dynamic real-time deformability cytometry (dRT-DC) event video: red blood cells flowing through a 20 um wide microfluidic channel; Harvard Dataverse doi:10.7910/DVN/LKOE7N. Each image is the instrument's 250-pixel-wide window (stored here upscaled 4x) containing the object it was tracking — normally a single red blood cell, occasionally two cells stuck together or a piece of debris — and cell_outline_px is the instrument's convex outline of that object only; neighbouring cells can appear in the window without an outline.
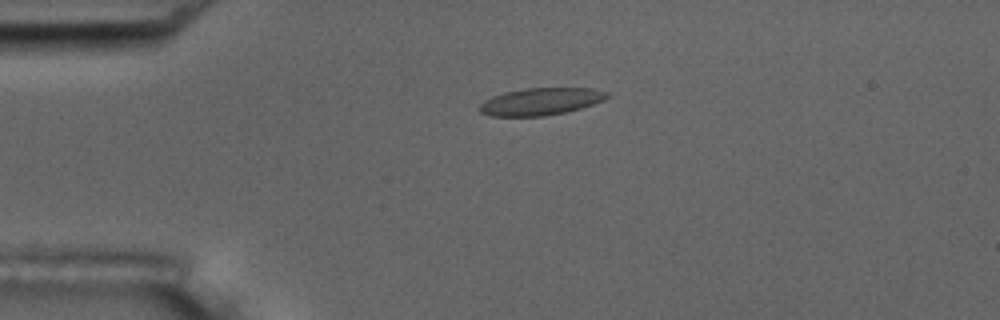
{"species": "common noctule bat (a hibernating species)", "species_latin": "Nyctalus noctula", "temperature_condition": "room temperature", "stored_images_in_passage": 3, "camera_frame_rate_fps": 3000, "um_per_image_px": 0.085, "animal": {"sex": "male", "body_mass_g": 17.5, "forearm_length_mm": 52.3}, "frame": {"image": 1, "passage_image": 1, "time_ms": 0.0, "image_size_px": [1000, 320], "cell_outline_px": [[608, 96], [604, 100], [580, 108], [564, 112], [544, 116], [492, 116], [480, 112], [480, 104], [484, 100], [492, 96], [504, 92], [524, 88], [592, 88], [608, 92]], "centroid_in_image_um": [45.94, 8.62], "position_along_channel_um": 39.1, "area_um2": 20.11}}